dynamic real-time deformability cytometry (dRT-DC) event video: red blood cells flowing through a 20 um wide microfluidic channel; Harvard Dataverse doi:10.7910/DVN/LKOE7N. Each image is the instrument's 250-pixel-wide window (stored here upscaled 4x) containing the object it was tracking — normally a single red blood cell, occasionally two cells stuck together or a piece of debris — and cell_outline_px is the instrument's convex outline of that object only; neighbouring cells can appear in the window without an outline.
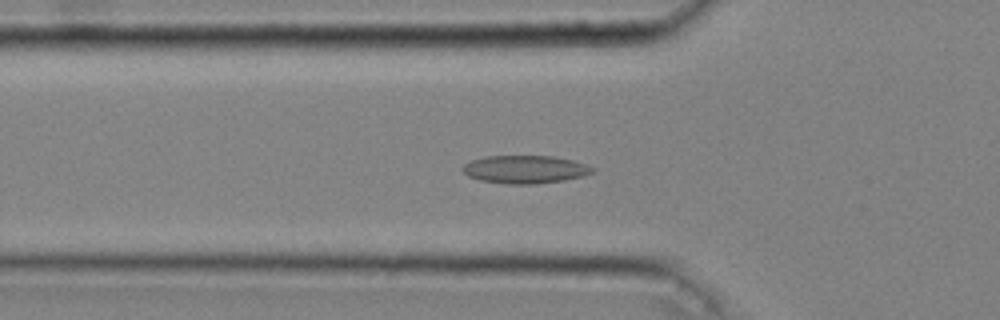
{"species": "common noctule bat (a hibernating species)", "species_latin": "Nyctalus noctula", "temperature_condition": "cold", "stored_images_in_passage": 47, "camera_frame_rate_fps": 3000, "um_per_image_px": 0.085, "animal": {"sex": "male", "body_mass_g": 20.4}, "frame": {"image": 1, "passage_image": 16, "time_ms": 5.0, "image_size_px": [1000, 320], "cell_outline_px": [[596, 172], [584, 176], [564, 180], [536, 184], [508, 184], [480, 180], [468, 176], [464, 172], [464, 164], [472, 160], [484, 156], [552, 156], [572, 160], [596, 168]], "centroid_in_image_um": [44.67, 14.4], "position_along_channel_um": 81.1, "area_um2": 21.15}}
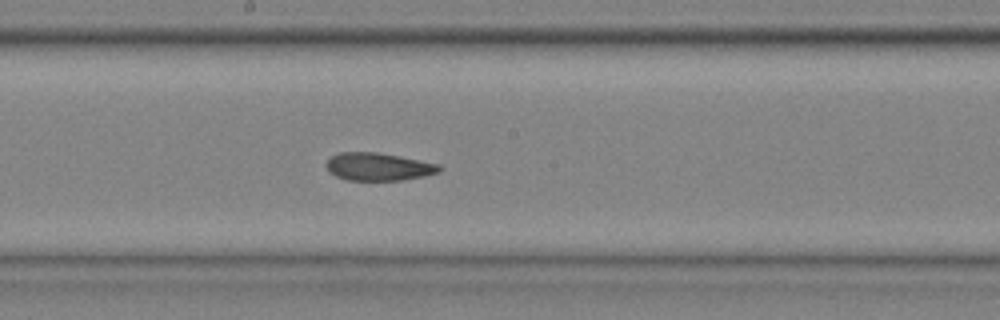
{"frame": {"image": 2, "passage_image": 26, "time_ms": 8.333, "image_size_px": [1000, 320], "cell_outline_px": [[444, 168], [440, 172], [424, 176], [404, 180], [348, 180], [336, 176], [328, 172], [324, 164], [332, 156], [340, 152], [376, 152], [400, 156], [440, 164]], "centroid_in_image_um": [32.18, 14.17], "position_along_channel_um": 216.0, "area_um2": 18.5}}
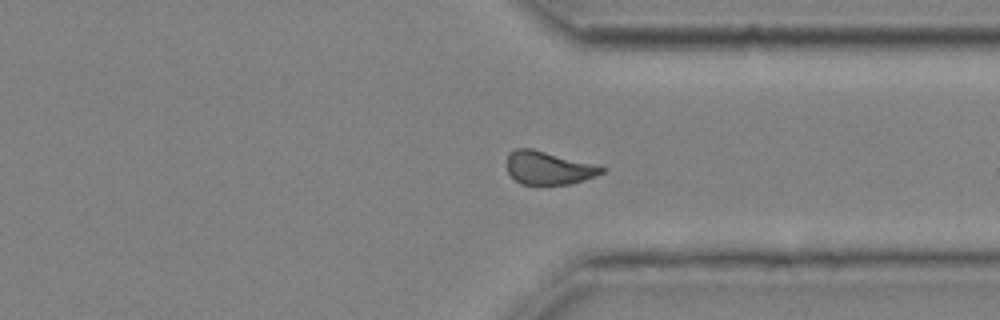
{"frame": {"image": 3, "passage_image": 37, "time_ms": 12.0, "image_size_px": [1000, 320], "cell_outline_px": [[608, 168], [604, 172], [596, 176], [572, 184], [520, 184], [508, 172], [508, 152], [516, 148], [532, 148], [596, 164]], "centroid_in_image_um": [46.66, 14.26], "position_along_channel_um": 364.7, "area_um2": 18.44}, "authors_computed_cell_mechanics": {"area_um2": 18.9584, "velocity_mm_per_s": 4.0444, "shape_relaxation_time_tau1_ms": null, "shape_relaxation_time_tau2_ms": 1.7825, "deformation_change_tau1": null, "deformation_change_tau2": 0.0822}}